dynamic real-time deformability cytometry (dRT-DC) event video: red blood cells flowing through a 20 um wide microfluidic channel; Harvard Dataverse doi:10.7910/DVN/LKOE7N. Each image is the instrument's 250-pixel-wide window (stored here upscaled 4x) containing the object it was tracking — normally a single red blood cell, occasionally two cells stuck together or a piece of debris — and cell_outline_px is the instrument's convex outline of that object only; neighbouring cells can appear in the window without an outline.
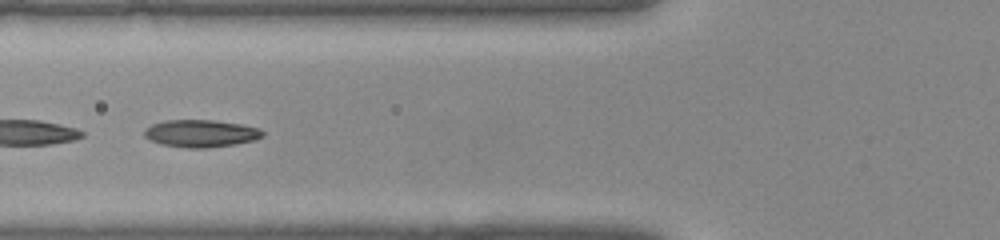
{"species": "common noctule bat (a hibernating species)", "species_latin": "Nyctalus noctula", "temperature_condition": "warm", "stored_images_in_passage": 31, "camera_frame_rate_fps": 3000, "um_per_image_px": 0.085, "animal": {"sex": "female", "body_mass_g": 22.0, "forearm_length_mm": 56.7}, "frame": {"image": 1, "passage_image": 5, "time_ms": 1.333, "image_size_px": [1000, 240], "cell_outline_px": [[264, 136], [252, 140], [236, 144], [208, 148], [188, 148], [160, 144], [148, 140], [144, 136], [144, 128], [152, 124], [164, 120], [212, 120], [240, 124], [260, 128], [264, 132]], "centroid_in_image_um": [17.04, 11.34], "position_along_channel_um": 108.8, "area_um2": 19.02}}
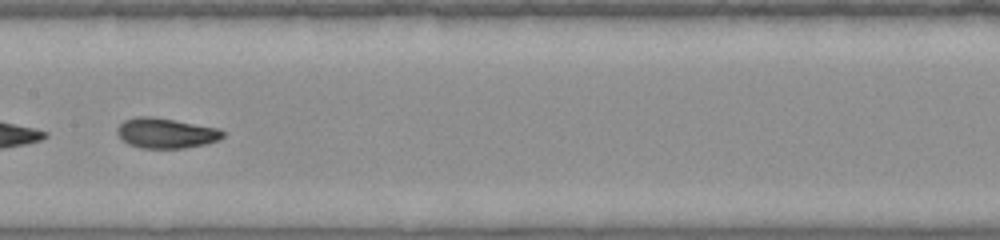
{"frame": {"image": 2, "passage_image": 10, "time_ms": 3.0, "image_size_px": [1000, 240], "cell_outline_px": [[224, 136], [220, 140], [204, 144], [184, 148], [140, 148], [128, 144], [116, 132], [116, 128], [124, 120], [136, 116], [152, 116], [220, 128], [224, 132]], "centroid_in_image_um": [14.11, 11.31], "position_along_channel_um": 193.3, "area_um2": 18.67}}